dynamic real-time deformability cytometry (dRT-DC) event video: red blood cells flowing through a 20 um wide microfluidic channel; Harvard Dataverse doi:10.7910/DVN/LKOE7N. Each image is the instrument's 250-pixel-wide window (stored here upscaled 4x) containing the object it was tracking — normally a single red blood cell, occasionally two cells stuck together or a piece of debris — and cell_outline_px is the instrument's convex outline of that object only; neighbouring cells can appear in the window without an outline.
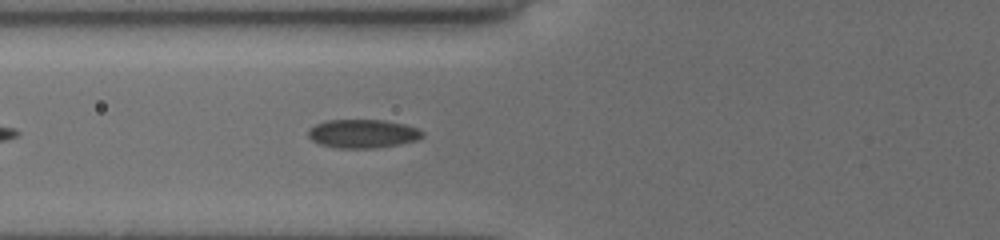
{"species": "common noctule bat (a hibernating species)", "species_latin": "Nyctalus noctula", "temperature_condition": "cold", "stored_images_in_passage": 26, "camera_frame_rate_fps": 3000, "um_per_image_px": 0.085, "animal": {"sex": "female", "body_mass_g": 19.5, "forearm_length_mm": 54.1}, "frame": {"image": 1, "passage_image": 7, "time_ms": 2.0, "image_size_px": [1000, 240], "cell_outline_px": [[424, 136], [416, 140], [400, 144], [376, 148], [336, 148], [320, 144], [312, 140], [308, 136], [308, 132], [316, 124], [324, 120], [384, 120], [404, 124], [420, 128], [424, 132]], "centroid_in_image_um": [30.87, 11.36], "position_along_channel_um": 94.9, "area_um2": 19.13}}
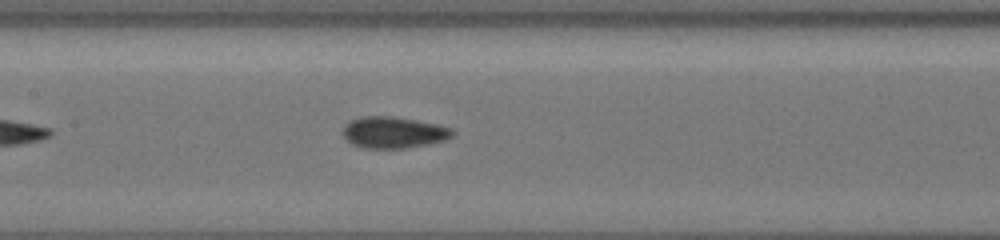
{"frame": {"image": 2, "passage_image": 13, "time_ms": 4.0, "image_size_px": [1000, 240], "cell_outline_px": [[456, 132], [452, 136], [444, 140], [428, 144], [404, 148], [364, 148], [352, 144], [344, 136], [344, 124], [348, 120], [360, 116], [392, 116], [416, 120], [436, 124], [452, 128]], "centroid_in_image_um": [33.44, 11.24], "position_along_channel_um": 174.0, "area_um2": 20.11}}
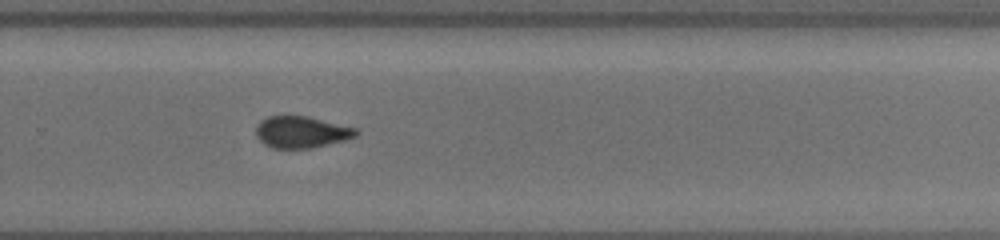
{"frame": {"image": 3, "passage_image": 23, "time_ms": 7.333, "image_size_px": [1000, 240], "cell_outline_px": [[360, 132], [356, 136], [344, 140], [312, 148], [272, 148], [264, 144], [256, 136], [256, 124], [260, 120], [268, 116], [308, 116], [356, 128]], "centroid_in_image_um": [25.6, 11.22], "position_along_channel_um": 304.2, "area_um2": 18.5}}